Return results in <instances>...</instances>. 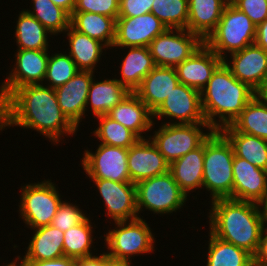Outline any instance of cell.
<instances>
[{
    "label": "cell",
    "mask_w": 267,
    "mask_h": 266,
    "mask_svg": "<svg viewBox=\"0 0 267 266\" xmlns=\"http://www.w3.org/2000/svg\"><path fill=\"white\" fill-rule=\"evenodd\" d=\"M14 126L36 131L53 146L79 131L63 114L55 90L43 84L17 88L0 105V133Z\"/></svg>",
    "instance_id": "1"
},
{
    "label": "cell",
    "mask_w": 267,
    "mask_h": 266,
    "mask_svg": "<svg viewBox=\"0 0 267 266\" xmlns=\"http://www.w3.org/2000/svg\"><path fill=\"white\" fill-rule=\"evenodd\" d=\"M209 204V232L254 256L264 229L259 204L230 198L215 199Z\"/></svg>",
    "instance_id": "2"
},
{
    "label": "cell",
    "mask_w": 267,
    "mask_h": 266,
    "mask_svg": "<svg viewBox=\"0 0 267 266\" xmlns=\"http://www.w3.org/2000/svg\"><path fill=\"white\" fill-rule=\"evenodd\" d=\"M255 94V90L239 81L222 63L200 91L207 124L213 130L231 125Z\"/></svg>",
    "instance_id": "3"
},
{
    "label": "cell",
    "mask_w": 267,
    "mask_h": 266,
    "mask_svg": "<svg viewBox=\"0 0 267 266\" xmlns=\"http://www.w3.org/2000/svg\"><path fill=\"white\" fill-rule=\"evenodd\" d=\"M110 224L115 225L113 229L108 228L107 233L98 237V240L101 237L104 238L103 248H107L105 253L114 264L132 265V259L135 256L155 251V234L145 219L138 217Z\"/></svg>",
    "instance_id": "4"
},
{
    "label": "cell",
    "mask_w": 267,
    "mask_h": 266,
    "mask_svg": "<svg viewBox=\"0 0 267 266\" xmlns=\"http://www.w3.org/2000/svg\"><path fill=\"white\" fill-rule=\"evenodd\" d=\"M234 156L232 144L220 130L205 140L202 189L210 193L211 201L232 195Z\"/></svg>",
    "instance_id": "5"
},
{
    "label": "cell",
    "mask_w": 267,
    "mask_h": 266,
    "mask_svg": "<svg viewBox=\"0 0 267 266\" xmlns=\"http://www.w3.org/2000/svg\"><path fill=\"white\" fill-rule=\"evenodd\" d=\"M51 179H44L33 183L21 184L19 218L28 229H36L51 224L58 207L62 203V195L56 183ZM20 204V205H19Z\"/></svg>",
    "instance_id": "6"
},
{
    "label": "cell",
    "mask_w": 267,
    "mask_h": 266,
    "mask_svg": "<svg viewBox=\"0 0 267 266\" xmlns=\"http://www.w3.org/2000/svg\"><path fill=\"white\" fill-rule=\"evenodd\" d=\"M256 25L230 2L225 6L217 28L204 43L224 59L229 54L254 44Z\"/></svg>",
    "instance_id": "7"
},
{
    "label": "cell",
    "mask_w": 267,
    "mask_h": 266,
    "mask_svg": "<svg viewBox=\"0 0 267 266\" xmlns=\"http://www.w3.org/2000/svg\"><path fill=\"white\" fill-rule=\"evenodd\" d=\"M135 185L137 212L140 218H143L141 213L145 210L160 216L177 213L189 200L170 172L141 180Z\"/></svg>",
    "instance_id": "8"
},
{
    "label": "cell",
    "mask_w": 267,
    "mask_h": 266,
    "mask_svg": "<svg viewBox=\"0 0 267 266\" xmlns=\"http://www.w3.org/2000/svg\"><path fill=\"white\" fill-rule=\"evenodd\" d=\"M155 124L157 125L153 122L151 128V130H154L151 133L153 135H149L148 138L169 164L201 146L214 131L207 123H161L156 130L154 129Z\"/></svg>",
    "instance_id": "9"
},
{
    "label": "cell",
    "mask_w": 267,
    "mask_h": 266,
    "mask_svg": "<svg viewBox=\"0 0 267 266\" xmlns=\"http://www.w3.org/2000/svg\"><path fill=\"white\" fill-rule=\"evenodd\" d=\"M15 62L5 80L0 83V105L17 89L29 84H43L49 60V50L16 49Z\"/></svg>",
    "instance_id": "10"
},
{
    "label": "cell",
    "mask_w": 267,
    "mask_h": 266,
    "mask_svg": "<svg viewBox=\"0 0 267 266\" xmlns=\"http://www.w3.org/2000/svg\"><path fill=\"white\" fill-rule=\"evenodd\" d=\"M156 119L164 121L163 124L207 123L200 91L179 83L153 113V122L156 123Z\"/></svg>",
    "instance_id": "11"
},
{
    "label": "cell",
    "mask_w": 267,
    "mask_h": 266,
    "mask_svg": "<svg viewBox=\"0 0 267 266\" xmlns=\"http://www.w3.org/2000/svg\"><path fill=\"white\" fill-rule=\"evenodd\" d=\"M204 44V40L187 29L167 28L149 44L155 66L176 67Z\"/></svg>",
    "instance_id": "12"
},
{
    "label": "cell",
    "mask_w": 267,
    "mask_h": 266,
    "mask_svg": "<svg viewBox=\"0 0 267 266\" xmlns=\"http://www.w3.org/2000/svg\"><path fill=\"white\" fill-rule=\"evenodd\" d=\"M83 151L81 165L89 179L131 182L127 166L128 149L99 143L94 151Z\"/></svg>",
    "instance_id": "13"
},
{
    "label": "cell",
    "mask_w": 267,
    "mask_h": 266,
    "mask_svg": "<svg viewBox=\"0 0 267 266\" xmlns=\"http://www.w3.org/2000/svg\"><path fill=\"white\" fill-rule=\"evenodd\" d=\"M101 196L106 217L111 221H126L139 217L137 212L136 185L109 179H90Z\"/></svg>",
    "instance_id": "14"
},
{
    "label": "cell",
    "mask_w": 267,
    "mask_h": 266,
    "mask_svg": "<svg viewBox=\"0 0 267 266\" xmlns=\"http://www.w3.org/2000/svg\"><path fill=\"white\" fill-rule=\"evenodd\" d=\"M167 27L151 12L135 17L116 19L112 50L121 47H148Z\"/></svg>",
    "instance_id": "15"
},
{
    "label": "cell",
    "mask_w": 267,
    "mask_h": 266,
    "mask_svg": "<svg viewBox=\"0 0 267 266\" xmlns=\"http://www.w3.org/2000/svg\"><path fill=\"white\" fill-rule=\"evenodd\" d=\"M223 63L233 76L255 91L267 81V51L256 44L229 54Z\"/></svg>",
    "instance_id": "16"
},
{
    "label": "cell",
    "mask_w": 267,
    "mask_h": 266,
    "mask_svg": "<svg viewBox=\"0 0 267 266\" xmlns=\"http://www.w3.org/2000/svg\"><path fill=\"white\" fill-rule=\"evenodd\" d=\"M94 74L78 70L73 78L54 89L63 114L77 129L86 118V102L91 82L96 76Z\"/></svg>",
    "instance_id": "17"
},
{
    "label": "cell",
    "mask_w": 267,
    "mask_h": 266,
    "mask_svg": "<svg viewBox=\"0 0 267 266\" xmlns=\"http://www.w3.org/2000/svg\"><path fill=\"white\" fill-rule=\"evenodd\" d=\"M127 166L130 180L136 184L141 180L169 172L170 164L147 138L139 139L128 148Z\"/></svg>",
    "instance_id": "18"
},
{
    "label": "cell",
    "mask_w": 267,
    "mask_h": 266,
    "mask_svg": "<svg viewBox=\"0 0 267 266\" xmlns=\"http://www.w3.org/2000/svg\"><path fill=\"white\" fill-rule=\"evenodd\" d=\"M233 192L230 199L260 203L267 191V170L246 159L233 158Z\"/></svg>",
    "instance_id": "19"
},
{
    "label": "cell",
    "mask_w": 267,
    "mask_h": 266,
    "mask_svg": "<svg viewBox=\"0 0 267 266\" xmlns=\"http://www.w3.org/2000/svg\"><path fill=\"white\" fill-rule=\"evenodd\" d=\"M222 63L223 59L204 43L175 69L180 83L201 91Z\"/></svg>",
    "instance_id": "20"
},
{
    "label": "cell",
    "mask_w": 267,
    "mask_h": 266,
    "mask_svg": "<svg viewBox=\"0 0 267 266\" xmlns=\"http://www.w3.org/2000/svg\"><path fill=\"white\" fill-rule=\"evenodd\" d=\"M106 115L132 131L139 139H147L152 131L153 113L134 92H129Z\"/></svg>",
    "instance_id": "21"
},
{
    "label": "cell",
    "mask_w": 267,
    "mask_h": 266,
    "mask_svg": "<svg viewBox=\"0 0 267 266\" xmlns=\"http://www.w3.org/2000/svg\"><path fill=\"white\" fill-rule=\"evenodd\" d=\"M179 83L175 67L155 66L134 93L154 113Z\"/></svg>",
    "instance_id": "22"
},
{
    "label": "cell",
    "mask_w": 267,
    "mask_h": 266,
    "mask_svg": "<svg viewBox=\"0 0 267 266\" xmlns=\"http://www.w3.org/2000/svg\"><path fill=\"white\" fill-rule=\"evenodd\" d=\"M30 230L32 236L25 247V255H18L13 261H42L64 256L62 230L51 225Z\"/></svg>",
    "instance_id": "23"
},
{
    "label": "cell",
    "mask_w": 267,
    "mask_h": 266,
    "mask_svg": "<svg viewBox=\"0 0 267 266\" xmlns=\"http://www.w3.org/2000/svg\"><path fill=\"white\" fill-rule=\"evenodd\" d=\"M62 36H65L69 42L66 44L69 45L66 51L74 60L77 69L96 72V68L99 67L97 64H101V57L105 56L104 53L108 48L100 41L77 32L71 26Z\"/></svg>",
    "instance_id": "24"
},
{
    "label": "cell",
    "mask_w": 267,
    "mask_h": 266,
    "mask_svg": "<svg viewBox=\"0 0 267 266\" xmlns=\"http://www.w3.org/2000/svg\"><path fill=\"white\" fill-rule=\"evenodd\" d=\"M125 56L119 62L120 72L117 79L129 92H134L142 80L155 67L149 47H121ZM127 49V50H126Z\"/></svg>",
    "instance_id": "25"
},
{
    "label": "cell",
    "mask_w": 267,
    "mask_h": 266,
    "mask_svg": "<svg viewBox=\"0 0 267 266\" xmlns=\"http://www.w3.org/2000/svg\"><path fill=\"white\" fill-rule=\"evenodd\" d=\"M228 0H188L187 30L204 41L217 28Z\"/></svg>",
    "instance_id": "26"
},
{
    "label": "cell",
    "mask_w": 267,
    "mask_h": 266,
    "mask_svg": "<svg viewBox=\"0 0 267 266\" xmlns=\"http://www.w3.org/2000/svg\"><path fill=\"white\" fill-rule=\"evenodd\" d=\"M204 143L169 166V172L179 188L190 198L191 192L202 189L204 171ZM195 190V191H194Z\"/></svg>",
    "instance_id": "27"
},
{
    "label": "cell",
    "mask_w": 267,
    "mask_h": 266,
    "mask_svg": "<svg viewBox=\"0 0 267 266\" xmlns=\"http://www.w3.org/2000/svg\"><path fill=\"white\" fill-rule=\"evenodd\" d=\"M114 76L115 78H102L100 81L95 76L91 82L86 102V112L92 111L91 114L94 115V118L106 115L129 93L117 80V75Z\"/></svg>",
    "instance_id": "28"
},
{
    "label": "cell",
    "mask_w": 267,
    "mask_h": 266,
    "mask_svg": "<svg viewBox=\"0 0 267 266\" xmlns=\"http://www.w3.org/2000/svg\"><path fill=\"white\" fill-rule=\"evenodd\" d=\"M70 26L77 32L100 41L108 49H112L116 29L114 18L98 13L73 12Z\"/></svg>",
    "instance_id": "29"
},
{
    "label": "cell",
    "mask_w": 267,
    "mask_h": 266,
    "mask_svg": "<svg viewBox=\"0 0 267 266\" xmlns=\"http://www.w3.org/2000/svg\"><path fill=\"white\" fill-rule=\"evenodd\" d=\"M14 26L16 49L49 50L52 34L24 9L19 12Z\"/></svg>",
    "instance_id": "30"
},
{
    "label": "cell",
    "mask_w": 267,
    "mask_h": 266,
    "mask_svg": "<svg viewBox=\"0 0 267 266\" xmlns=\"http://www.w3.org/2000/svg\"><path fill=\"white\" fill-rule=\"evenodd\" d=\"M232 144L234 154L237 157L246 159L251 164L267 170V141L237 132L231 125L220 130Z\"/></svg>",
    "instance_id": "31"
},
{
    "label": "cell",
    "mask_w": 267,
    "mask_h": 266,
    "mask_svg": "<svg viewBox=\"0 0 267 266\" xmlns=\"http://www.w3.org/2000/svg\"><path fill=\"white\" fill-rule=\"evenodd\" d=\"M89 217L77 226L69 228L67 231L64 232L63 237V252L64 256L79 259L85 257L94 256L97 252L96 246H94L96 236H93L95 232V228L97 227L96 224H92ZM93 249V250H92ZM96 250V251H95ZM94 251V252H93Z\"/></svg>",
    "instance_id": "32"
},
{
    "label": "cell",
    "mask_w": 267,
    "mask_h": 266,
    "mask_svg": "<svg viewBox=\"0 0 267 266\" xmlns=\"http://www.w3.org/2000/svg\"><path fill=\"white\" fill-rule=\"evenodd\" d=\"M206 266H252L253 256L246 250L225 242L208 232Z\"/></svg>",
    "instance_id": "33"
},
{
    "label": "cell",
    "mask_w": 267,
    "mask_h": 266,
    "mask_svg": "<svg viewBox=\"0 0 267 266\" xmlns=\"http://www.w3.org/2000/svg\"><path fill=\"white\" fill-rule=\"evenodd\" d=\"M29 9H24L36 18L52 35L63 34L70 27L71 15L51 0H31Z\"/></svg>",
    "instance_id": "34"
},
{
    "label": "cell",
    "mask_w": 267,
    "mask_h": 266,
    "mask_svg": "<svg viewBox=\"0 0 267 266\" xmlns=\"http://www.w3.org/2000/svg\"><path fill=\"white\" fill-rule=\"evenodd\" d=\"M231 126L237 131L267 141V107L255 97L245 106Z\"/></svg>",
    "instance_id": "35"
},
{
    "label": "cell",
    "mask_w": 267,
    "mask_h": 266,
    "mask_svg": "<svg viewBox=\"0 0 267 266\" xmlns=\"http://www.w3.org/2000/svg\"><path fill=\"white\" fill-rule=\"evenodd\" d=\"M97 128L90 132L101 144L122 147L128 149L133 146L139 138L129 129L107 115L97 116Z\"/></svg>",
    "instance_id": "36"
},
{
    "label": "cell",
    "mask_w": 267,
    "mask_h": 266,
    "mask_svg": "<svg viewBox=\"0 0 267 266\" xmlns=\"http://www.w3.org/2000/svg\"><path fill=\"white\" fill-rule=\"evenodd\" d=\"M151 13L167 28L187 29L188 0H154Z\"/></svg>",
    "instance_id": "37"
},
{
    "label": "cell",
    "mask_w": 267,
    "mask_h": 266,
    "mask_svg": "<svg viewBox=\"0 0 267 266\" xmlns=\"http://www.w3.org/2000/svg\"><path fill=\"white\" fill-rule=\"evenodd\" d=\"M51 54V55H50ZM78 72L74 60L66 51L49 52L48 66L43 85L56 89L64 85Z\"/></svg>",
    "instance_id": "38"
},
{
    "label": "cell",
    "mask_w": 267,
    "mask_h": 266,
    "mask_svg": "<svg viewBox=\"0 0 267 266\" xmlns=\"http://www.w3.org/2000/svg\"><path fill=\"white\" fill-rule=\"evenodd\" d=\"M80 205L66 201H62L57 209L54 218L51 221V226L60 229L63 232L67 231L69 228L83 223L89 216L86 210H82ZM87 214H86V213Z\"/></svg>",
    "instance_id": "39"
},
{
    "label": "cell",
    "mask_w": 267,
    "mask_h": 266,
    "mask_svg": "<svg viewBox=\"0 0 267 266\" xmlns=\"http://www.w3.org/2000/svg\"><path fill=\"white\" fill-rule=\"evenodd\" d=\"M120 0H76L73 12H91L114 18L119 15Z\"/></svg>",
    "instance_id": "40"
},
{
    "label": "cell",
    "mask_w": 267,
    "mask_h": 266,
    "mask_svg": "<svg viewBox=\"0 0 267 266\" xmlns=\"http://www.w3.org/2000/svg\"><path fill=\"white\" fill-rule=\"evenodd\" d=\"M230 3L245 13L256 26L267 19V0H231Z\"/></svg>",
    "instance_id": "41"
},
{
    "label": "cell",
    "mask_w": 267,
    "mask_h": 266,
    "mask_svg": "<svg viewBox=\"0 0 267 266\" xmlns=\"http://www.w3.org/2000/svg\"><path fill=\"white\" fill-rule=\"evenodd\" d=\"M154 0H120L118 17H135L151 12Z\"/></svg>",
    "instance_id": "42"
},
{
    "label": "cell",
    "mask_w": 267,
    "mask_h": 266,
    "mask_svg": "<svg viewBox=\"0 0 267 266\" xmlns=\"http://www.w3.org/2000/svg\"><path fill=\"white\" fill-rule=\"evenodd\" d=\"M104 252L91 257L74 259V266H113L111 258Z\"/></svg>",
    "instance_id": "43"
},
{
    "label": "cell",
    "mask_w": 267,
    "mask_h": 266,
    "mask_svg": "<svg viewBox=\"0 0 267 266\" xmlns=\"http://www.w3.org/2000/svg\"><path fill=\"white\" fill-rule=\"evenodd\" d=\"M14 262L17 266H74V259L67 256H62L51 260Z\"/></svg>",
    "instance_id": "44"
},
{
    "label": "cell",
    "mask_w": 267,
    "mask_h": 266,
    "mask_svg": "<svg viewBox=\"0 0 267 266\" xmlns=\"http://www.w3.org/2000/svg\"><path fill=\"white\" fill-rule=\"evenodd\" d=\"M253 264L267 266V230L264 228L256 254L253 256Z\"/></svg>",
    "instance_id": "45"
},
{
    "label": "cell",
    "mask_w": 267,
    "mask_h": 266,
    "mask_svg": "<svg viewBox=\"0 0 267 266\" xmlns=\"http://www.w3.org/2000/svg\"><path fill=\"white\" fill-rule=\"evenodd\" d=\"M254 44L267 51V19L256 26V36Z\"/></svg>",
    "instance_id": "46"
},
{
    "label": "cell",
    "mask_w": 267,
    "mask_h": 266,
    "mask_svg": "<svg viewBox=\"0 0 267 266\" xmlns=\"http://www.w3.org/2000/svg\"><path fill=\"white\" fill-rule=\"evenodd\" d=\"M55 5L67 11L70 15L73 13L76 0H51Z\"/></svg>",
    "instance_id": "47"
},
{
    "label": "cell",
    "mask_w": 267,
    "mask_h": 266,
    "mask_svg": "<svg viewBox=\"0 0 267 266\" xmlns=\"http://www.w3.org/2000/svg\"><path fill=\"white\" fill-rule=\"evenodd\" d=\"M255 95L267 107V81L256 90Z\"/></svg>",
    "instance_id": "48"
},
{
    "label": "cell",
    "mask_w": 267,
    "mask_h": 266,
    "mask_svg": "<svg viewBox=\"0 0 267 266\" xmlns=\"http://www.w3.org/2000/svg\"><path fill=\"white\" fill-rule=\"evenodd\" d=\"M259 206H260L263 218L267 219V191H266L264 199L259 203Z\"/></svg>",
    "instance_id": "49"
},
{
    "label": "cell",
    "mask_w": 267,
    "mask_h": 266,
    "mask_svg": "<svg viewBox=\"0 0 267 266\" xmlns=\"http://www.w3.org/2000/svg\"><path fill=\"white\" fill-rule=\"evenodd\" d=\"M10 263H3L4 265L1 266H17L14 261H9Z\"/></svg>",
    "instance_id": "50"
},
{
    "label": "cell",
    "mask_w": 267,
    "mask_h": 266,
    "mask_svg": "<svg viewBox=\"0 0 267 266\" xmlns=\"http://www.w3.org/2000/svg\"><path fill=\"white\" fill-rule=\"evenodd\" d=\"M264 228L267 230V219H264Z\"/></svg>",
    "instance_id": "51"
},
{
    "label": "cell",
    "mask_w": 267,
    "mask_h": 266,
    "mask_svg": "<svg viewBox=\"0 0 267 266\" xmlns=\"http://www.w3.org/2000/svg\"><path fill=\"white\" fill-rule=\"evenodd\" d=\"M113 266H133V265L114 264Z\"/></svg>",
    "instance_id": "52"
}]
</instances>
